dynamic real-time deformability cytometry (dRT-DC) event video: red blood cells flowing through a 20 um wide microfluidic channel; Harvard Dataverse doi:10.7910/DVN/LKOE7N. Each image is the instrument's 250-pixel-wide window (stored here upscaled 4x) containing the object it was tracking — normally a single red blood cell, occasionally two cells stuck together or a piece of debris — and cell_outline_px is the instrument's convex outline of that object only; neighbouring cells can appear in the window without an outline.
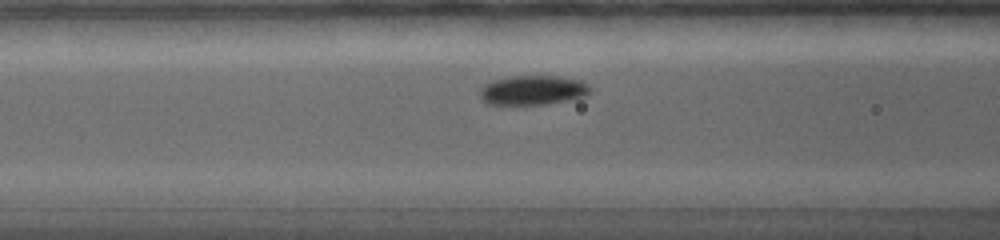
{"species": "common noctule bat (a hibernating species)", "species_latin": "Nyctalus noctula", "temperature_condition": "warm", "stored_images_in_passage": 14, "camera_frame_rate_fps": 5000, "um_per_image_px": 0.085, "animal": {"sex": "female", "body_mass_g": 19.0, "forearm_length_mm": 56.7}, "frame": {"image": 1, "passage_image": 6, "time_ms": 2.4, "image_size_px": [1000, 240], "cell_outline_px": [[592, 88], [584, 96], [544, 104], [488, 104], [480, 100], [480, 88], [484, 84], [492, 80], [512, 76], [556, 76], [580, 80], [588, 84]], "centroid_in_image_um": [45.23, 7.65], "position_along_channel_um": 121.4, "area_um2": 18.79}}
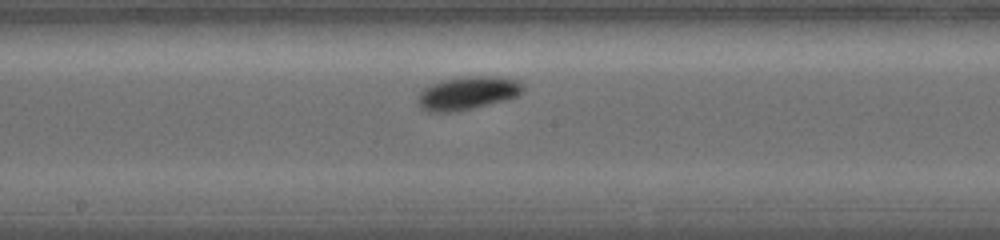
{"frame": {"image": 2, "passage_image": 11, "time_ms": 4.8, "image_size_px": [1000, 240], "cell_outline_px": [[524, 92], [520, 96], [456, 112], [428, 112], [420, 108], [420, 92], [424, 88], [432, 84], [444, 80], [468, 76], [488, 76], [516, 80], [524, 84]], "centroid_in_image_um": [39.79, 7.92], "position_along_channel_um": 208.4, "area_um2": 20.11}}
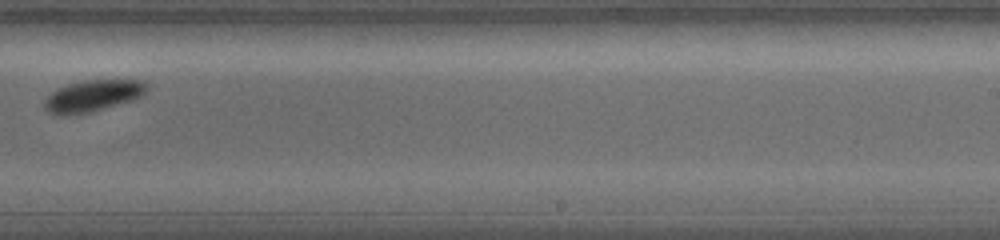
{"frame": {"image": 3, "passage_image": 14, "time_ms": 6.8, "image_size_px": [1000, 240], "cell_outline_px": [[148, 88], [140, 96], [132, 100], [92, 112], [64, 116], [60, 116], [48, 112], [44, 108], [44, 100], [52, 92], [68, 84], [84, 80], [140, 80], [148, 84]], "centroid_in_image_um": [7.86, 8.16], "position_along_channel_um": 281.1, "area_um2": 18.79}}